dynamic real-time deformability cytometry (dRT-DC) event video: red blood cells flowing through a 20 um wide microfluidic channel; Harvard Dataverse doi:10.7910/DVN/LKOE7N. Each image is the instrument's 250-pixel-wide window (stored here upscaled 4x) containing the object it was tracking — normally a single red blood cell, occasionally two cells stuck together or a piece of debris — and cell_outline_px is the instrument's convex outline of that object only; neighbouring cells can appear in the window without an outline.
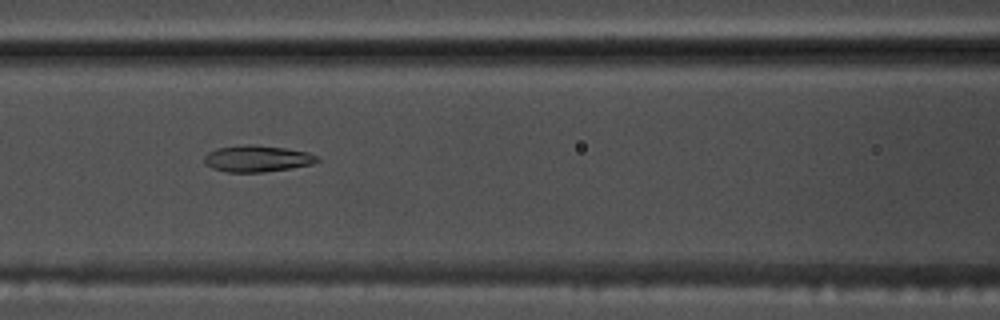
{"species": "common noctule bat (a hibernating species)", "species_latin": "Nyctalus noctula", "temperature_condition": "warm", "stored_images_in_passage": 47, "camera_frame_rate_fps": 3000, "um_per_image_px": 0.085, "animal": {"sex": "male", "body_mass_g": 17.5, "forearm_length_mm": 52.3}, "frame": {"image": 1, "passage_image": 16, "time_ms": 5.0, "image_size_px": [1000, 320], "cell_outline_px": [[320, 160], [312, 164], [264, 172], [228, 172], [212, 168], [204, 164], [204, 156], [208, 152], [216, 148], [284, 148], [308, 152], [316, 156]], "centroid_in_image_um": [21.85, 13.54], "position_along_channel_um": 144.7, "area_um2": 16.3}}
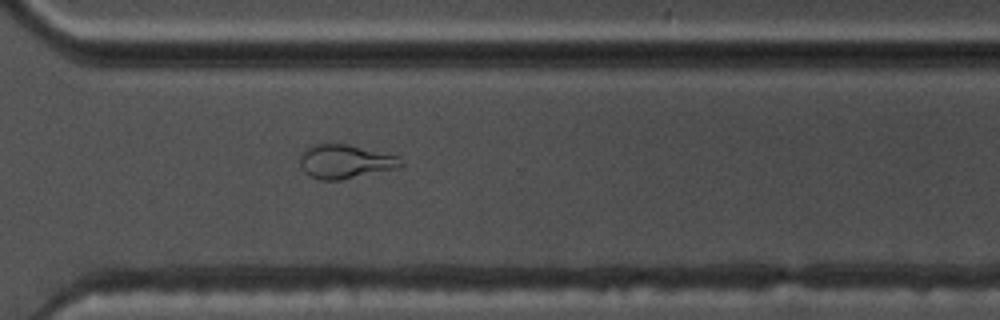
{"frame": {"image": 2, "passage_image": 32, "time_ms": 10.333, "image_size_px": [1000, 320], "cell_outline_px": [[404, 164], [400, 168], [340, 180], [320, 180], [308, 176], [304, 172], [300, 164], [300, 156], [312, 144], [348, 144], [400, 156], [404, 160]], "centroid_in_image_um": [29.39, 13.74], "position_along_channel_um": 341.2, "area_um2": 20.17}}
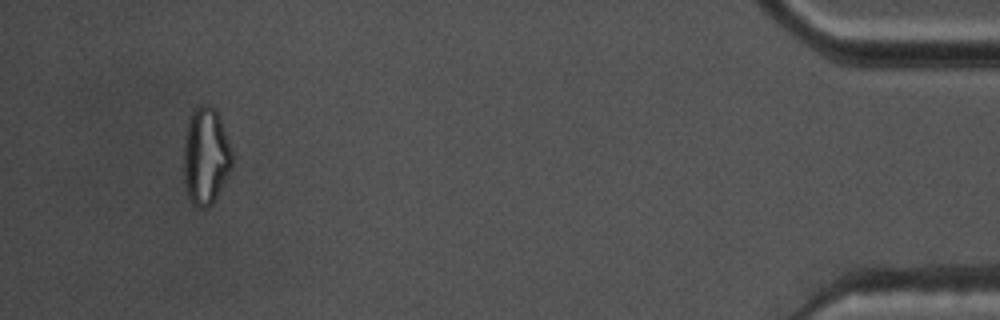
{"frame": {"image": 3, "passage_image": 44, "time_ms": 14.333, "image_size_px": [1000, 320], "cell_outline_px": [[232, 164], [212, 204], [208, 208], [196, 208], [192, 204], [188, 196], [184, 180], [184, 144], [188, 120], [192, 108], [200, 104], [208, 104], [216, 108], [232, 152]], "centroid_in_image_um": [17.46, 13.24], "position_along_channel_um": 417.7, "area_um2": 27.34}, "authors_computed_cell_mechanics": {"area_um2": 18.1492, "velocity_mm_per_s": 3.6939, "shape_relaxation_time_tau1_ms": null, "shape_relaxation_time_tau2_ms": 1.2484, "deformation_change_tau1": null, "deformation_change_tau2": 0.066}}